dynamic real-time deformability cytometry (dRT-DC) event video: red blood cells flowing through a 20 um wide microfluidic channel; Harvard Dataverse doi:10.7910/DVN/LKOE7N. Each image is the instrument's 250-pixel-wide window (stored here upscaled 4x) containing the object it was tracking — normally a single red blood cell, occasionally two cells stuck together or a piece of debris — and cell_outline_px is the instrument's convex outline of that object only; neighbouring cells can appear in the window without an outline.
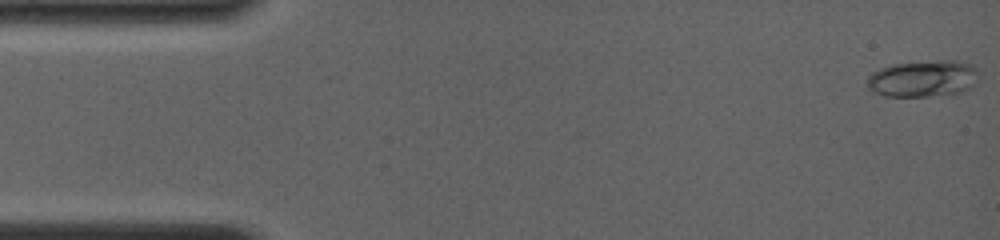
{"species": "common noctule bat (a hibernating species)", "species_latin": "Nyctalus noctula", "temperature_condition": "room temperature", "stored_images_in_passage": 45, "camera_frame_rate_fps": 4000, "um_per_image_px": 0.085, "animal": {"sex": "female", "body_mass_g": 19.0, "forearm_length_mm": 56.7}, "frame": {"image": 1, "passage_image": 1, "time_ms": 0.0, "image_size_px": [1000, 240], "cell_outline_px": [[976, 84], [960, 92], [928, 96], [884, 96], [868, 88], [864, 84], [868, 76], [872, 72], [880, 68], [892, 64], [940, 60], [956, 60], [972, 64], [976, 68]], "centroid_in_image_um": [78.42, 6.67], "position_along_channel_um": 6.6, "area_um2": 23.81}}
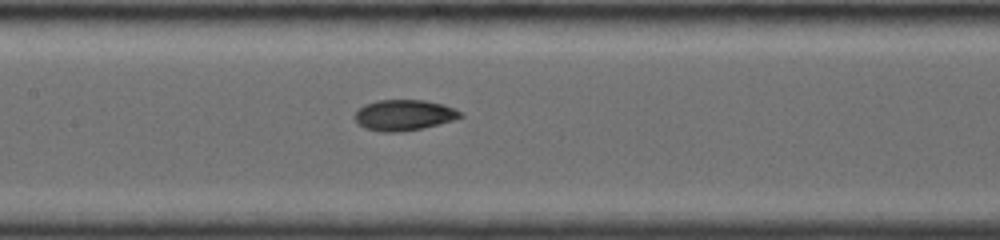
{"frame": {"image": 2, "passage_image": 22, "time_ms": 7.25, "image_size_px": [1000, 240], "cell_outline_px": [[464, 116], [452, 120], [420, 128], [400, 132], [380, 132], [364, 128], [356, 120], [356, 112], [364, 104], [376, 100], [424, 100], [444, 104], [460, 112]], "centroid_in_image_um": [34.31, 9.77], "position_along_channel_um": 173.1, "area_um2": 18.67}}
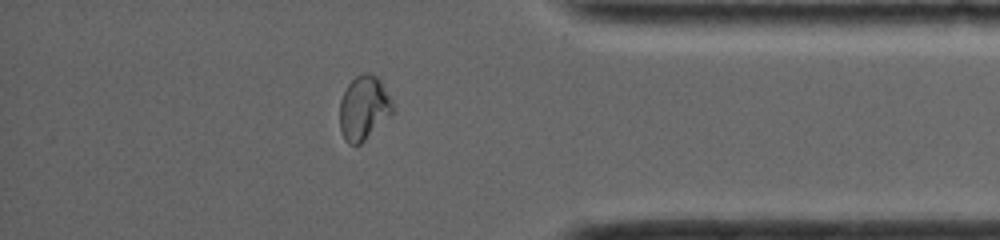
{"frame": {"image": 3, "passage_image": 39, "time_ms": 13.25, "image_size_px": [1000, 240], "cell_outline_px": [[392, 112], [360, 144], [348, 144], [344, 140], [340, 128], [340, 100], [348, 84], [356, 76], [364, 72], [368, 72], [376, 76], [380, 80], [392, 100]], "centroid_in_image_um": [30.89, 9.15], "position_along_channel_um": 404.3, "area_um2": 19.42}, "authors_computed_cell_mechanics": {"area_um2": 19.0162, "velocity_mm_per_s": 4.0182, "shape_relaxation_time_tau1_ms": null, "shape_relaxation_time_tau2_ms": 1.2816, "deformation_change_tau1": null, "deformation_change_tau2": 0.047}}